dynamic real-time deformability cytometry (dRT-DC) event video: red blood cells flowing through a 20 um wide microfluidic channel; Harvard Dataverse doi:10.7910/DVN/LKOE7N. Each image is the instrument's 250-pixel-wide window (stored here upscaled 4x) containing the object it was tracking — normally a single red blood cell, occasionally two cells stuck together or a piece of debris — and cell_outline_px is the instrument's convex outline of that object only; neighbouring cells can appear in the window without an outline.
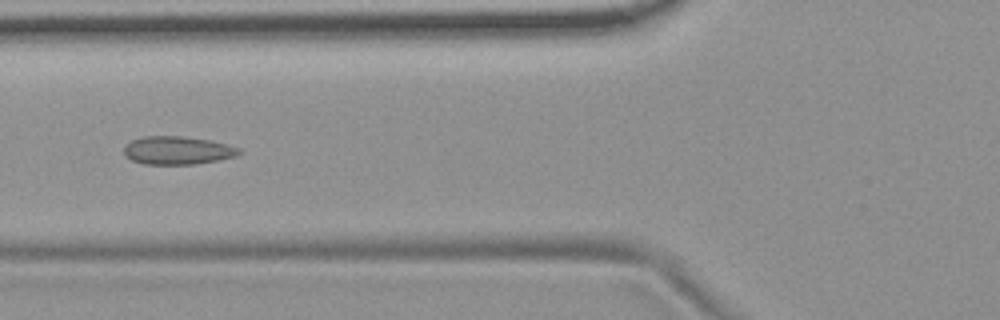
{"species": "common noctule bat (a hibernating species)", "species_latin": "Nyctalus noctula", "temperature_condition": "room temperature", "stored_images_in_passage": 5, "camera_frame_rate_fps": 3000, "um_per_image_px": 0.085, "animal": {"sex": "female", "body_mass_g": 19.9}, "frame": {"image": 1, "passage_image": 3, "time_ms": 2.333, "image_size_px": [1000, 320], "cell_outline_px": [[244, 152], [236, 156], [196, 164], [144, 164], [132, 160], [124, 156], [124, 144], [132, 140], [144, 136], [184, 136], [208, 140], [228, 144], [240, 148]], "centroid_in_image_um": [15.08, 12.78], "position_along_channel_um": 110.7, "area_um2": 19.02}}
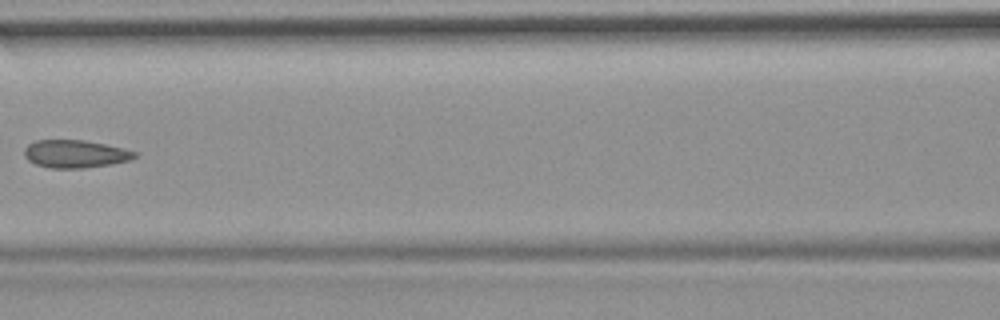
{"frame": {"image": 2, "passage_image": 4, "time_ms": 3.667, "image_size_px": [1000, 320], "cell_outline_px": [[140, 152], [136, 156], [128, 160], [112, 164], [84, 168], [48, 168], [36, 164], [28, 160], [24, 156], [24, 148], [28, 144], [36, 140], [84, 140], [124, 148]], "centroid_in_image_um": [6.39, 13.08], "position_along_channel_um": 160.2, "area_um2": 17.98}}
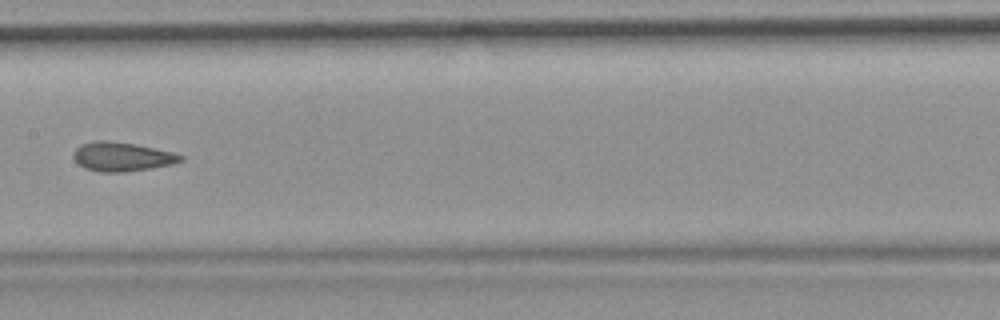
{"frame": {"image": 3, "passage_image": 5, "time_ms": 4.667, "image_size_px": [1000, 320], "cell_outline_px": [[184, 160], [172, 164], [152, 168], [124, 172], [100, 172], [84, 168], [72, 156], [72, 152], [80, 144], [96, 140], [108, 140], [136, 144], [172, 152], [184, 156]], "centroid_in_image_um": [10.35, 13.31], "position_along_channel_um": 197.0, "area_um2": 18.26}}